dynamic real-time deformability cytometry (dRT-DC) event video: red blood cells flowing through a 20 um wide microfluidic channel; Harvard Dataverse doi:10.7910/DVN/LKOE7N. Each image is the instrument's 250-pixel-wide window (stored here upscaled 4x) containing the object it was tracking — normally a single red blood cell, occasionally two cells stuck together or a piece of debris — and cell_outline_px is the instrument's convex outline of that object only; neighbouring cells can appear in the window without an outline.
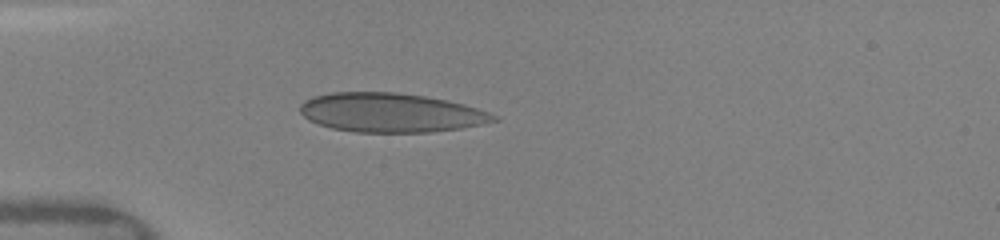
{"species": "human", "species_latin": "Homo sapiens", "temperature_condition": "warm", "stored_images_in_passage": 36, "camera_frame_rate_fps": 3000, "um_per_image_px": 0.085, "donor": {"sex": "female"}, "frame": {"image": 1, "passage_image": 1, "time_ms": 0.0, "image_size_px": [1000, 240], "cell_outline_px": [[500, 120], [460, 128], [432, 132], [356, 132], [332, 128], [308, 120], [300, 112], [300, 104], [304, 100], [312, 96], [332, 92], [396, 92], [424, 96], [464, 104], [488, 112], [496, 116]], "centroid_in_image_um": [33.18, 9.57], "position_along_channel_um": 51.8, "area_um2": 43.99}}
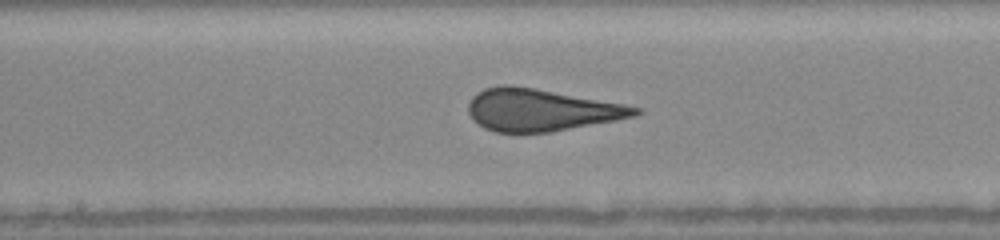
{"frame": {"image": 2, "passage_image": 13, "time_ms": 4.0, "image_size_px": [1000, 240], "cell_outline_px": [[644, 112], [636, 116], [616, 120], [552, 132], [496, 132], [484, 128], [468, 112], [468, 104], [472, 96], [476, 92], [484, 88], [500, 84], [512, 84], [536, 88], [624, 104], [644, 108]], "centroid_in_image_um": [46.01, 9.33], "position_along_channel_um": 202.2, "area_um2": 41.15}}
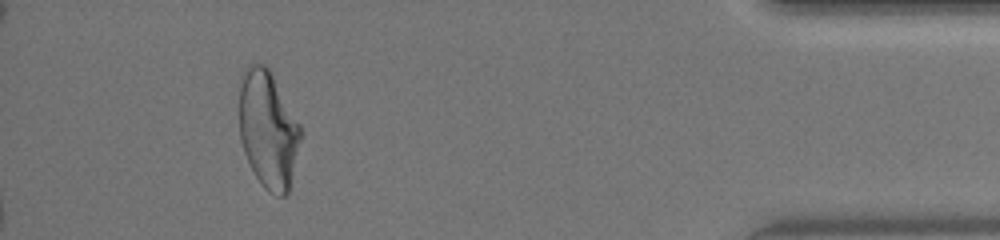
{"frame": {"image": 3, "passage_image": 32, "time_ms": 10.333, "image_size_px": [1000, 240], "cell_outline_px": [[304, 132], [288, 192], [284, 196], [276, 196], [268, 192], [260, 184], [244, 152], [240, 140], [240, 76], [244, 68], [248, 64], [264, 64], [272, 72], [300, 124]], "centroid_in_image_um": [22.81, 10.99], "position_along_channel_um": 412.4, "area_um2": 42.54}}